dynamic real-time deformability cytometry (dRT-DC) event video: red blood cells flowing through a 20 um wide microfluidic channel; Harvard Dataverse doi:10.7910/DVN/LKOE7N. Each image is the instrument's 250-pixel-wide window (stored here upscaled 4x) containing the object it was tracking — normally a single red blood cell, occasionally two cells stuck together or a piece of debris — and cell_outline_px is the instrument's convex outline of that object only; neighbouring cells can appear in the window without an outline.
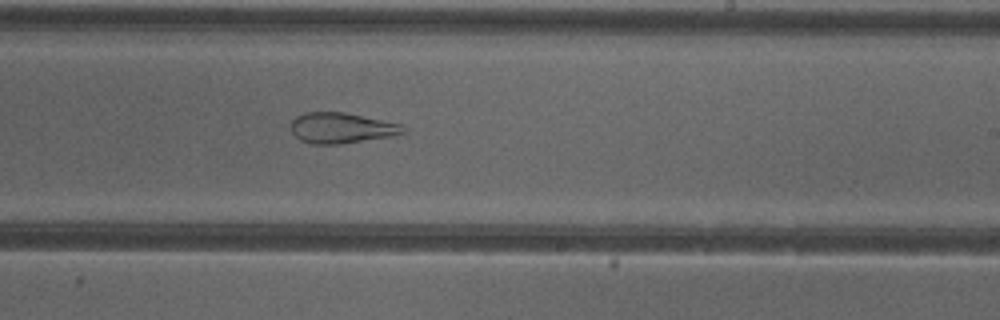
{"species": "common noctule bat (a hibernating species)", "species_latin": "Nyctalus noctula", "temperature_condition": "cold", "stored_images_in_passage": 51, "segment_of_instrument_passage": [2, 2], "camera_frame_rate_fps": 3000, "um_per_image_px": 0.085, "animal": {"sex": "female"}, "frame": {"image": 1, "passage_image": 31, "time_ms": 10.0, "image_size_px": [1000, 320], "cell_outline_px": [[404, 132], [392, 136], [340, 144], [312, 144], [300, 140], [292, 132], [292, 120], [296, 116], [304, 112], [344, 112], [404, 124]], "centroid_in_image_um": [29.03, 10.87], "position_along_channel_um": 260.0, "area_um2": 20.0}}
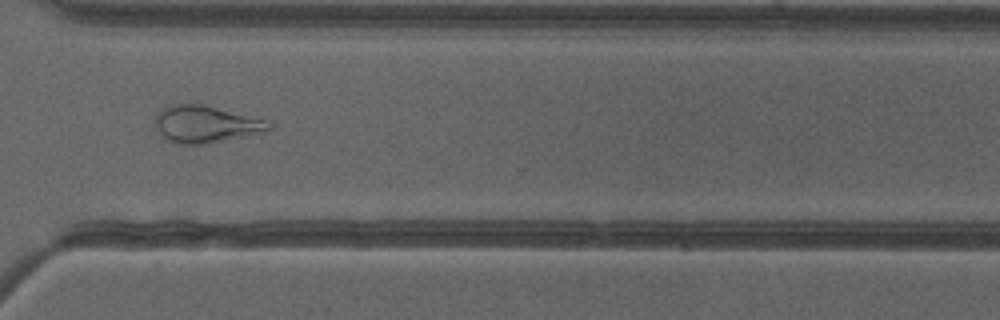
{"frame": {"image": 2, "passage_image": 38, "time_ms": 12.333, "image_size_px": [1000, 320], "cell_outline_px": [[272, 128], [268, 132], [208, 144], [172, 144], [164, 140], [156, 128], [156, 116], [164, 104], [200, 104], [268, 120], [272, 124]], "centroid_in_image_um": [17.49, 10.58], "position_along_channel_um": 353.1, "area_um2": 25.03}}